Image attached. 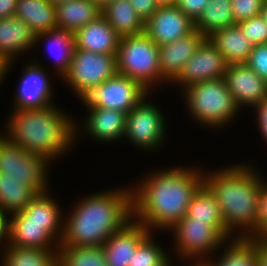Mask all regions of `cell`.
I'll return each instance as SVG.
<instances>
[{
  "label": "cell",
  "mask_w": 267,
  "mask_h": 266,
  "mask_svg": "<svg viewBox=\"0 0 267 266\" xmlns=\"http://www.w3.org/2000/svg\"><path fill=\"white\" fill-rule=\"evenodd\" d=\"M194 30V22L176 5L158 7L145 22V33L158 46L185 37Z\"/></svg>",
  "instance_id": "e0dca14e"
},
{
  "label": "cell",
  "mask_w": 267,
  "mask_h": 266,
  "mask_svg": "<svg viewBox=\"0 0 267 266\" xmlns=\"http://www.w3.org/2000/svg\"><path fill=\"white\" fill-rule=\"evenodd\" d=\"M207 39L223 55L228 64L245 63L254 47L237 24L217 30Z\"/></svg>",
  "instance_id": "cb8c5ba5"
},
{
  "label": "cell",
  "mask_w": 267,
  "mask_h": 266,
  "mask_svg": "<svg viewBox=\"0 0 267 266\" xmlns=\"http://www.w3.org/2000/svg\"><path fill=\"white\" fill-rule=\"evenodd\" d=\"M72 203L65 211L59 246H103L133 218L131 184L90 193Z\"/></svg>",
  "instance_id": "7a4b0ae2"
},
{
  "label": "cell",
  "mask_w": 267,
  "mask_h": 266,
  "mask_svg": "<svg viewBox=\"0 0 267 266\" xmlns=\"http://www.w3.org/2000/svg\"><path fill=\"white\" fill-rule=\"evenodd\" d=\"M18 0H0V19L14 16Z\"/></svg>",
  "instance_id": "ee69618b"
},
{
  "label": "cell",
  "mask_w": 267,
  "mask_h": 266,
  "mask_svg": "<svg viewBox=\"0 0 267 266\" xmlns=\"http://www.w3.org/2000/svg\"><path fill=\"white\" fill-rule=\"evenodd\" d=\"M186 217L190 221H200L204 222L205 225H213L228 240L234 239L225 228L219 204L204 184L198 189L188 205Z\"/></svg>",
  "instance_id": "484cf974"
},
{
  "label": "cell",
  "mask_w": 267,
  "mask_h": 266,
  "mask_svg": "<svg viewBox=\"0 0 267 266\" xmlns=\"http://www.w3.org/2000/svg\"><path fill=\"white\" fill-rule=\"evenodd\" d=\"M38 57L32 56L27 60V64H24V60L21 59L23 69L20 75L22 76L18 78V84L15 83L16 91L12 92L13 105L9 108L10 110L45 109L58 104L57 101L54 102L55 88L53 86L55 85L53 78L57 76L50 75V68L43 65L44 62ZM50 76H53L52 79Z\"/></svg>",
  "instance_id": "30bf717a"
},
{
  "label": "cell",
  "mask_w": 267,
  "mask_h": 266,
  "mask_svg": "<svg viewBox=\"0 0 267 266\" xmlns=\"http://www.w3.org/2000/svg\"><path fill=\"white\" fill-rule=\"evenodd\" d=\"M186 113L204 129L224 130L240 117L233 96L224 79L206 80L186 87L180 92ZM189 112V113H188ZM239 115V116H238ZM238 117V118H236ZM206 127V128H205Z\"/></svg>",
  "instance_id": "5b68a950"
},
{
  "label": "cell",
  "mask_w": 267,
  "mask_h": 266,
  "mask_svg": "<svg viewBox=\"0 0 267 266\" xmlns=\"http://www.w3.org/2000/svg\"><path fill=\"white\" fill-rule=\"evenodd\" d=\"M208 261L211 266H258L255 240L250 238L228 240Z\"/></svg>",
  "instance_id": "f1b7e54d"
},
{
  "label": "cell",
  "mask_w": 267,
  "mask_h": 266,
  "mask_svg": "<svg viewBox=\"0 0 267 266\" xmlns=\"http://www.w3.org/2000/svg\"><path fill=\"white\" fill-rule=\"evenodd\" d=\"M9 111L1 134L29 153L45 157L53 165L80 143L77 120L82 117H73L58 104L45 109Z\"/></svg>",
  "instance_id": "277c9868"
},
{
  "label": "cell",
  "mask_w": 267,
  "mask_h": 266,
  "mask_svg": "<svg viewBox=\"0 0 267 266\" xmlns=\"http://www.w3.org/2000/svg\"><path fill=\"white\" fill-rule=\"evenodd\" d=\"M5 70H6V63H4L3 61L0 60V88H2L3 85H5V84H3V82L6 81L5 80Z\"/></svg>",
  "instance_id": "7dc6e473"
},
{
  "label": "cell",
  "mask_w": 267,
  "mask_h": 266,
  "mask_svg": "<svg viewBox=\"0 0 267 266\" xmlns=\"http://www.w3.org/2000/svg\"><path fill=\"white\" fill-rule=\"evenodd\" d=\"M252 111L253 114L255 113L254 124H256V129L259 131V135H261V141L267 145V98L258 103Z\"/></svg>",
  "instance_id": "ab89813d"
},
{
  "label": "cell",
  "mask_w": 267,
  "mask_h": 266,
  "mask_svg": "<svg viewBox=\"0 0 267 266\" xmlns=\"http://www.w3.org/2000/svg\"><path fill=\"white\" fill-rule=\"evenodd\" d=\"M205 39L206 37L202 33L194 30L185 37L159 46V64L163 88H166L165 86L179 75L182 67Z\"/></svg>",
  "instance_id": "d6986e66"
},
{
  "label": "cell",
  "mask_w": 267,
  "mask_h": 266,
  "mask_svg": "<svg viewBox=\"0 0 267 266\" xmlns=\"http://www.w3.org/2000/svg\"><path fill=\"white\" fill-rule=\"evenodd\" d=\"M224 80L240 111H247L246 108L251 111L267 98V81L246 63L228 64Z\"/></svg>",
  "instance_id": "9a60e30c"
},
{
  "label": "cell",
  "mask_w": 267,
  "mask_h": 266,
  "mask_svg": "<svg viewBox=\"0 0 267 266\" xmlns=\"http://www.w3.org/2000/svg\"><path fill=\"white\" fill-rule=\"evenodd\" d=\"M177 0H155L158 7L175 6Z\"/></svg>",
  "instance_id": "bcb514c9"
},
{
  "label": "cell",
  "mask_w": 267,
  "mask_h": 266,
  "mask_svg": "<svg viewBox=\"0 0 267 266\" xmlns=\"http://www.w3.org/2000/svg\"><path fill=\"white\" fill-rule=\"evenodd\" d=\"M58 266H107L102 246H59Z\"/></svg>",
  "instance_id": "836d02e7"
},
{
  "label": "cell",
  "mask_w": 267,
  "mask_h": 266,
  "mask_svg": "<svg viewBox=\"0 0 267 266\" xmlns=\"http://www.w3.org/2000/svg\"><path fill=\"white\" fill-rule=\"evenodd\" d=\"M177 262H179L178 264H182L183 266H211L208 260H176ZM176 261L171 262L170 266H174V262L176 263ZM185 262V263H184ZM184 263V264H183Z\"/></svg>",
  "instance_id": "f6af8a7d"
},
{
  "label": "cell",
  "mask_w": 267,
  "mask_h": 266,
  "mask_svg": "<svg viewBox=\"0 0 267 266\" xmlns=\"http://www.w3.org/2000/svg\"><path fill=\"white\" fill-rule=\"evenodd\" d=\"M151 231L132 218L102 246L107 266H129L140 242Z\"/></svg>",
  "instance_id": "ac0fdd59"
},
{
  "label": "cell",
  "mask_w": 267,
  "mask_h": 266,
  "mask_svg": "<svg viewBox=\"0 0 267 266\" xmlns=\"http://www.w3.org/2000/svg\"><path fill=\"white\" fill-rule=\"evenodd\" d=\"M35 40L36 34L20 18L10 16L0 19V60L6 63L5 78L18 64L16 60L26 59L29 52L35 50Z\"/></svg>",
  "instance_id": "2e32d148"
},
{
  "label": "cell",
  "mask_w": 267,
  "mask_h": 266,
  "mask_svg": "<svg viewBox=\"0 0 267 266\" xmlns=\"http://www.w3.org/2000/svg\"><path fill=\"white\" fill-rule=\"evenodd\" d=\"M157 232H150L137 247L129 266H170L172 259L170 250L162 247L156 237ZM159 242V243H158ZM161 244V245H160ZM168 250V252H167Z\"/></svg>",
  "instance_id": "d6a6232c"
},
{
  "label": "cell",
  "mask_w": 267,
  "mask_h": 266,
  "mask_svg": "<svg viewBox=\"0 0 267 266\" xmlns=\"http://www.w3.org/2000/svg\"><path fill=\"white\" fill-rule=\"evenodd\" d=\"M101 10L107 6L112 0H92Z\"/></svg>",
  "instance_id": "c3c4849f"
},
{
  "label": "cell",
  "mask_w": 267,
  "mask_h": 266,
  "mask_svg": "<svg viewBox=\"0 0 267 266\" xmlns=\"http://www.w3.org/2000/svg\"><path fill=\"white\" fill-rule=\"evenodd\" d=\"M51 162L9 141L0 130V173L33 187L39 194L52 190ZM50 173V174H49ZM50 181V182H49Z\"/></svg>",
  "instance_id": "9c48e42d"
},
{
  "label": "cell",
  "mask_w": 267,
  "mask_h": 266,
  "mask_svg": "<svg viewBox=\"0 0 267 266\" xmlns=\"http://www.w3.org/2000/svg\"><path fill=\"white\" fill-rule=\"evenodd\" d=\"M180 165L151 170L131 183L133 218L151 232L166 233L185 217L203 185L204 166Z\"/></svg>",
  "instance_id": "6da1fadb"
},
{
  "label": "cell",
  "mask_w": 267,
  "mask_h": 266,
  "mask_svg": "<svg viewBox=\"0 0 267 266\" xmlns=\"http://www.w3.org/2000/svg\"><path fill=\"white\" fill-rule=\"evenodd\" d=\"M102 10L92 0H68L56 6V25L75 33L97 19Z\"/></svg>",
  "instance_id": "d4e9b609"
},
{
  "label": "cell",
  "mask_w": 267,
  "mask_h": 266,
  "mask_svg": "<svg viewBox=\"0 0 267 266\" xmlns=\"http://www.w3.org/2000/svg\"><path fill=\"white\" fill-rule=\"evenodd\" d=\"M120 39L102 15L74 33L75 49L101 54H117Z\"/></svg>",
  "instance_id": "44dd1931"
},
{
  "label": "cell",
  "mask_w": 267,
  "mask_h": 266,
  "mask_svg": "<svg viewBox=\"0 0 267 266\" xmlns=\"http://www.w3.org/2000/svg\"><path fill=\"white\" fill-rule=\"evenodd\" d=\"M0 255V266H58V250L17 247L7 243Z\"/></svg>",
  "instance_id": "f546056e"
},
{
  "label": "cell",
  "mask_w": 267,
  "mask_h": 266,
  "mask_svg": "<svg viewBox=\"0 0 267 266\" xmlns=\"http://www.w3.org/2000/svg\"><path fill=\"white\" fill-rule=\"evenodd\" d=\"M148 94L137 106L127 113L124 141L137 148L138 152L158 153L168 138L169 127L162 106L152 101ZM167 133V134H166ZM146 152V153H145Z\"/></svg>",
  "instance_id": "52a82bcc"
},
{
  "label": "cell",
  "mask_w": 267,
  "mask_h": 266,
  "mask_svg": "<svg viewBox=\"0 0 267 266\" xmlns=\"http://www.w3.org/2000/svg\"><path fill=\"white\" fill-rule=\"evenodd\" d=\"M253 163L238 161L217 170L203 168V184L214 195L225 228L234 238H249L256 230L258 200L266 175Z\"/></svg>",
  "instance_id": "3957f363"
},
{
  "label": "cell",
  "mask_w": 267,
  "mask_h": 266,
  "mask_svg": "<svg viewBox=\"0 0 267 266\" xmlns=\"http://www.w3.org/2000/svg\"><path fill=\"white\" fill-rule=\"evenodd\" d=\"M45 42V43H44ZM46 49L47 55L52 58L53 63L51 73L57 76L56 80H61L68 72L75 50L74 33L64 29L55 28L51 31L36 35L35 49L40 48V44ZM44 43V44H43ZM47 43V44H46Z\"/></svg>",
  "instance_id": "7402d4cb"
},
{
  "label": "cell",
  "mask_w": 267,
  "mask_h": 266,
  "mask_svg": "<svg viewBox=\"0 0 267 266\" xmlns=\"http://www.w3.org/2000/svg\"><path fill=\"white\" fill-rule=\"evenodd\" d=\"M10 215L0 207V250H2L8 241Z\"/></svg>",
  "instance_id": "b9f144b4"
},
{
  "label": "cell",
  "mask_w": 267,
  "mask_h": 266,
  "mask_svg": "<svg viewBox=\"0 0 267 266\" xmlns=\"http://www.w3.org/2000/svg\"><path fill=\"white\" fill-rule=\"evenodd\" d=\"M258 266H267V239H256Z\"/></svg>",
  "instance_id": "7bdbcfd3"
},
{
  "label": "cell",
  "mask_w": 267,
  "mask_h": 266,
  "mask_svg": "<svg viewBox=\"0 0 267 266\" xmlns=\"http://www.w3.org/2000/svg\"><path fill=\"white\" fill-rule=\"evenodd\" d=\"M168 231V235L173 234L174 239L171 240L173 243L171 242L172 247L169 248L172 252V261L175 259L208 260L228 241L213 225L190 221L186 216L177 221Z\"/></svg>",
  "instance_id": "ba28073f"
},
{
  "label": "cell",
  "mask_w": 267,
  "mask_h": 266,
  "mask_svg": "<svg viewBox=\"0 0 267 266\" xmlns=\"http://www.w3.org/2000/svg\"><path fill=\"white\" fill-rule=\"evenodd\" d=\"M86 112L85 119H80L81 123L77 120V138L81 140L84 136L103 145L124 141L126 113L100 107L87 109Z\"/></svg>",
  "instance_id": "5bb4252c"
},
{
  "label": "cell",
  "mask_w": 267,
  "mask_h": 266,
  "mask_svg": "<svg viewBox=\"0 0 267 266\" xmlns=\"http://www.w3.org/2000/svg\"><path fill=\"white\" fill-rule=\"evenodd\" d=\"M150 93L139 81L116 72L102 84L89 89L78 100L86 110L100 107L127 114Z\"/></svg>",
  "instance_id": "8fae6325"
},
{
  "label": "cell",
  "mask_w": 267,
  "mask_h": 266,
  "mask_svg": "<svg viewBox=\"0 0 267 266\" xmlns=\"http://www.w3.org/2000/svg\"><path fill=\"white\" fill-rule=\"evenodd\" d=\"M265 0H231L235 23L261 14Z\"/></svg>",
  "instance_id": "d590c367"
},
{
  "label": "cell",
  "mask_w": 267,
  "mask_h": 266,
  "mask_svg": "<svg viewBox=\"0 0 267 266\" xmlns=\"http://www.w3.org/2000/svg\"><path fill=\"white\" fill-rule=\"evenodd\" d=\"M250 239H267V179L260 191L256 216V230Z\"/></svg>",
  "instance_id": "8d00e7d4"
},
{
  "label": "cell",
  "mask_w": 267,
  "mask_h": 266,
  "mask_svg": "<svg viewBox=\"0 0 267 266\" xmlns=\"http://www.w3.org/2000/svg\"><path fill=\"white\" fill-rule=\"evenodd\" d=\"M51 4H54L55 6L65 3L68 0H48Z\"/></svg>",
  "instance_id": "f907efd6"
},
{
  "label": "cell",
  "mask_w": 267,
  "mask_h": 266,
  "mask_svg": "<svg viewBox=\"0 0 267 266\" xmlns=\"http://www.w3.org/2000/svg\"><path fill=\"white\" fill-rule=\"evenodd\" d=\"M237 25L253 45L267 44V24L261 14L240 21Z\"/></svg>",
  "instance_id": "e575fe53"
},
{
  "label": "cell",
  "mask_w": 267,
  "mask_h": 266,
  "mask_svg": "<svg viewBox=\"0 0 267 266\" xmlns=\"http://www.w3.org/2000/svg\"><path fill=\"white\" fill-rule=\"evenodd\" d=\"M19 181L0 173V207L9 215L22 211L39 194Z\"/></svg>",
  "instance_id": "1f68e13d"
},
{
  "label": "cell",
  "mask_w": 267,
  "mask_h": 266,
  "mask_svg": "<svg viewBox=\"0 0 267 266\" xmlns=\"http://www.w3.org/2000/svg\"><path fill=\"white\" fill-rule=\"evenodd\" d=\"M116 56L75 49L68 72L60 81L69 86L73 96L79 99L117 72Z\"/></svg>",
  "instance_id": "7c38bea8"
},
{
  "label": "cell",
  "mask_w": 267,
  "mask_h": 266,
  "mask_svg": "<svg viewBox=\"0 0 267 266\" xmlns=\"http://www.w3.org/2000/svg\"><path fill=\"white\" fill-rule=\"evenodd\" d=\"M116 61L118 73L139 81L151 93L162 89L159 46L145 32L121 37Z\"/></svg>",
  "instance_id": "8992f818"
},
{
  "label": "cell",
  "mask_w": 267,
  "mask_h": 266,
  "mask_svg": "<svg viewBox=\"0 0 267 266\" xmlns=\"http://www.w3.org/2000/svg\"><path fill=\"white\" fill-rule=\"evenodd\" d=\"M56 6L48 0H18L15 17L27 23L37 35L57 28Z\"/></svg>",
  "instance_id": "4316f807"
},
{
  "label": "cell",
  "mask_w": 267,
  "mask_h": 266,
  "mask_svg": "<svg viewBox=\"0 0 267 266\" xmlns=\"http://www.w3.org/2000/svg\"><path fill=\"white\" fill-rule=\"evenodd\" d=\"M228 63L217 48L206 38L169 84L179 93L192 84L213 79H224ZM176 85V86H175Z\"/></svg>",
  "instance_id": "4fadbf2b"
},
{
  "label": "cell",
  "mask_w": 267,
  "mask_h": 266,
  "mask_svg": "<svg viewBox=\"0 0 267 266\" xmlns=\"http://www.w3.org/2000/svg\"><path fill=\"white\" fill-rule=\"evenodd\" d=\"M245 63L267 81V44L254 45Z\"/></svg>",
  "instance_id": "74e56055"
},
{
  "label": "cell",
  "mask_w": 267,
  "mask_h": 266,
  "mask_svg": "<svg viewBox=\"0 0 267 266\" xmlns=\"http://www.w3.org/2000/svg\"><path fill=\"white\" fill-rule=\"evenodd\" d=\"M7 243L45 250H58L59 247V242L46 230V224L24 223L19 212L10 215Z\"/></svg>",
  "instance_id": "603a6c76"
},
{
  "label": "cell",
  "mask_w": 267,
  "mask_h": 266,
  "mask_svg": "<svg viewBox=\"0 0 267 266\" xmlns=\"http://www.w3.org/2000/svg\"><path fill=\"white\" fill-rule=\"evenodd\" d=\"M138 16L145 23L153 13L158 9L155 0H129Z\"/></svg>",
  "instance_id": "60d3db41"
},
{
  "label": "cell",
  "mask_w": 267,
  "mask_h": 266,
  "mask_svg": "<svg viewBox=\"0 0 267 266\" xmlns=\"http://www.w3.org/2000/svg\"><path fill=\"white\" fill-rule=\"evenodd\" d=\"M261 16L264 19L265 23L267 24V5L266 4L263 6Z\"/></svg>",
  "instance_id": "681fc988"
},
{
  "label": "cell",
  "mask_w": 267,
  "mask_h": 266,
  "mask_svg": "<svg viewBox=\"0 0 267 266\" xmlns=\"http://www.w3.org/2000/svg\"><path fill=\"white\" fill-rule=\"evenodd\" d=\"M209 0H177L176 6L193 22H195Z\"/></svg>",
  "instance_id": "f35d334b"
},
{
  "label": "cell",
  "mask_w": 267,
  "mask_h": 266,
  "mask_svg": "<svg viewBox=\"0 0 267 266\" xmlns=\"http://www.w3.org/2000/svg\"><path fill=\"white\" fill-rule=\"evenodd\" d=\"M101 15L120 37L138 35L145 32V23L138 16L129 0H112L102 9Z\"/></svg>",
  "instance_id": "83f0119b"
},
{
  "label": "cell",
  "mask_w": 267,
  "mask_h": 266,
  "mask_svg": "<svg viewBox=\"0 0 267 266\" xmlns=\"http://www.w3.org/2000/svg\"><path fill=\"white\" fill-rule=\"evenodd\" d=\"M235 24L231 0H209L199 18L194 22V27L207 38L215 31Z\"/></svg>",
  "instance_id": "4dcf8cb0"
},
{
  "label": "cell",
  "mask_w": 267,
  "mask_h": 266,
  "mask_svg": "<svg viewBox=\"0 0 267 266\" xmlns=\"http://www.w3.org/2000/svg\"><path fill=\"white\" fill-rule=\"evenodd\" d=\"M52 194L51 190L38 194L19 213L24 217V223L46 224V230L60 243L64 231L65 211Z\"/></svg>",
  "instance_id": "ffe728a7"
}]
</instances>
